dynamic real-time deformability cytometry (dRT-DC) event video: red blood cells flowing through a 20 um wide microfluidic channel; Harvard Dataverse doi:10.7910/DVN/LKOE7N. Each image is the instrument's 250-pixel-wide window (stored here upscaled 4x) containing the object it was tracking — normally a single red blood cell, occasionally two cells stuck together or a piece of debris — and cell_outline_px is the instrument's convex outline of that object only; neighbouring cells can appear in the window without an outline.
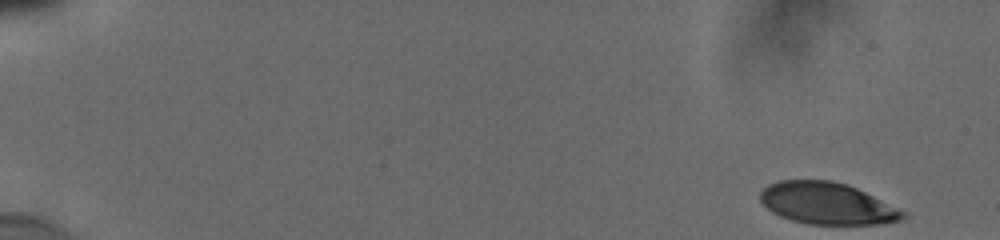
{"species": "human", "species_latin": "Homo sapiens", "temperature_condition": "cold", "stored_images_in_passage": 50, "camera_frame_rate_fps": 3000, "um_per_image_px": 0.085, "donor": {"sex": "male"}, "frame": {"image": 1, "passage_image": 1, "time_ms": 0.0, "image_size_px": [1000, 240], "cell_outline_px": [[904, 216], [900, 220], [880, 224], [808, 224], [792, 220], [780, 216], [772, 212], [760, 200], [760, 192], [768, 184], [780, 180], [832, 180], [848, 184], [904, 212]], "centroid_in_image_um": [70.24, 17.28], "position_along_channel_um": 14.8, "area_um2": 34.28}}
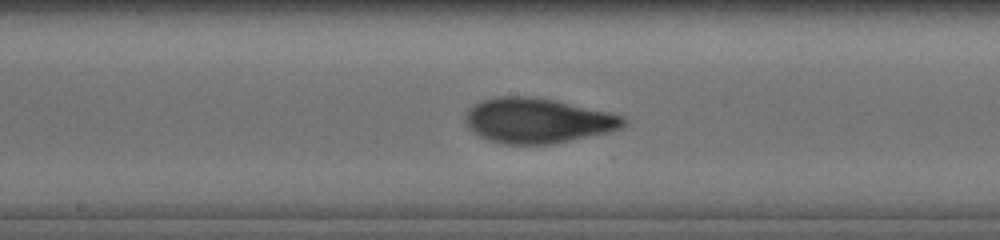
{"frame": {"image": 2, "passage_image": 29, "time_ms": 9.333, "image_size_px": [1000, 240], "cell_outline_px": [[628, 120], [620, 128], [608, 132], [548, 144], [504, 144], [488, 140], [472, 132], [468, 128], [464, 120], [464, 116], [476, 104], [484, 100], [500, 96], [528, 96], [552, 100], [608, 112], [624, 116]], "centroid_in_image_um": [45.66, 10.26], "position_along_channel_um": 202.5, "area_um2": 40.86}}
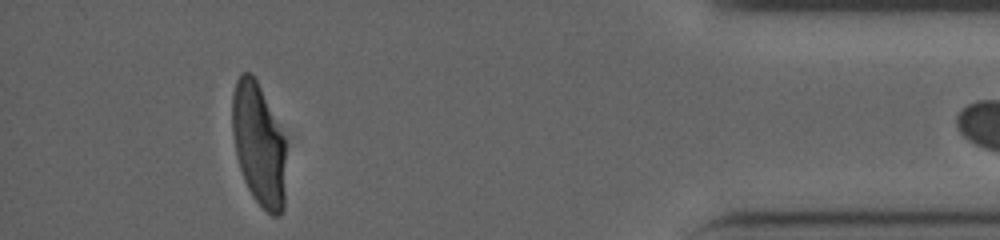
{"frame": {"image": 3, "passage_image": 49, "time_ms": 16.0, "image_size_px": [1000, 240], "cell_outline_px": [[284, 208], [280, 216], [272, 216], [252, 196], [244, 180], [236, 156], [232, 132], [232, 92], [236, 80], [240, 72], [248, 72], [256, 80], [284, 136]], "centroid_in_image_um": [21.96, 12.27], "position_along_channel_um": 413.2, "area_um2": 38.03}}